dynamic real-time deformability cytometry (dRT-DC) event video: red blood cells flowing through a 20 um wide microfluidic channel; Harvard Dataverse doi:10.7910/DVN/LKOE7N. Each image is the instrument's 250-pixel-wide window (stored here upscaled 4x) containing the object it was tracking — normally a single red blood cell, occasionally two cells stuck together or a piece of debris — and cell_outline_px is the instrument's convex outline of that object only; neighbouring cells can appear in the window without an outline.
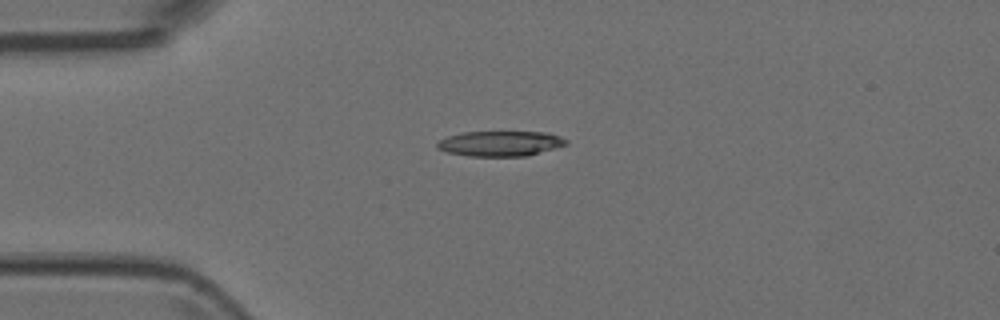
{"species": "Egyptian fruit bat (a non-hibernating species)", "species_latin": "Rousettus aegyptiacus", "temperature_condition": "room temperature", "stored_images_in_passage": 7, "camera_frame_rate_fps": 3000, "um_per_image_px": 0.085, "animal": {"sex": "female"}, "frame": {"image": 1, "passage_image": 4, "time_ms": 1.0, "image_size_px": [1000, 320], "cell_outline_px": [[568, 144], [528, 156], [468, 156], [448, 152], [436, 148], [436, 144], [440, 140], [448, 136], [460, 132], [548, 132], [560, 136], [568, 140]], "centroid_in_image_um": [42.54, 12.2], "position_along_channel_um": 42.5, "area_um2": 19.02}}
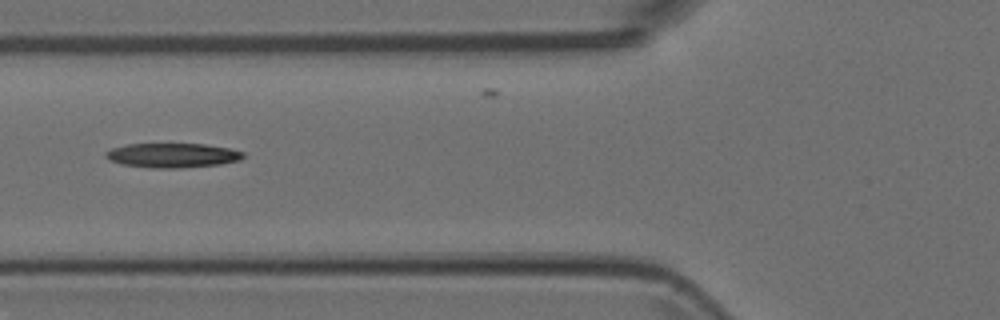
{"frame": {"image": 2, "passage_image": 6, "time_ms": 1.667, "image_size_px": [1000, 320], "cell_outline_px": [[244, 156], [240, 160], [220, 164], [180, 168], [152, 168], [124, 164], [108, 160], [104, 156], [104, 152], [112, 148], [128, 144], [204, 144], [228, 148], [244, 152]], "centroid_in_image_um": [14.64, 13.2], "position_along_channel_um": 111.2, "area_um2": 19.54}}